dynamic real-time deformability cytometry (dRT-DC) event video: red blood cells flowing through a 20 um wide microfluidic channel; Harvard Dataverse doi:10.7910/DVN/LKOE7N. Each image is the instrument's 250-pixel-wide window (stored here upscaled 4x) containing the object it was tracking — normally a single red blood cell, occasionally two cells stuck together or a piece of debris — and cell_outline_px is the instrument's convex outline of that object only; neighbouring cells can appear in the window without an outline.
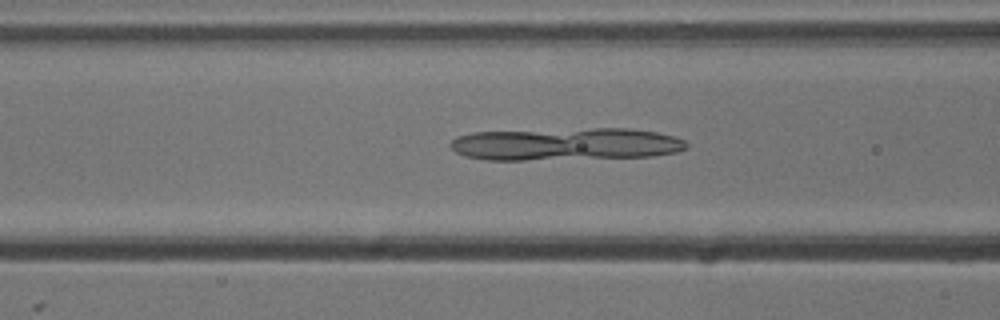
{"species": "common noctule bat (a hibernating species)", "species_latin": "Nyctalus noctula", "temperature_condition": "cold", "stored_images_in_passage": 49, "camera_frame_rate_fps": 3000, "um_per_image_px": 0.085, "animal": {"sex": "male", "body_mass_g": 13.3}, "frame": {"image": 1, "passage_image": 17, "time_ms": 5.333, "image_size_px": [1000, 320], "cell_outline_px": [[688, 148], [676, 152], [652, 156], [524, 160], [484, 160], [464, 156], [456, 152], [448, 144], [456, 136], [472, 132], [592, 128], [628, 128], [656, 132], [676, 136], [684, 140], [688, 144]], "centroid_in_image_um": [48.07, 12.25], "position_along_channel_um": 118.5, "area_um2": 45.03}}
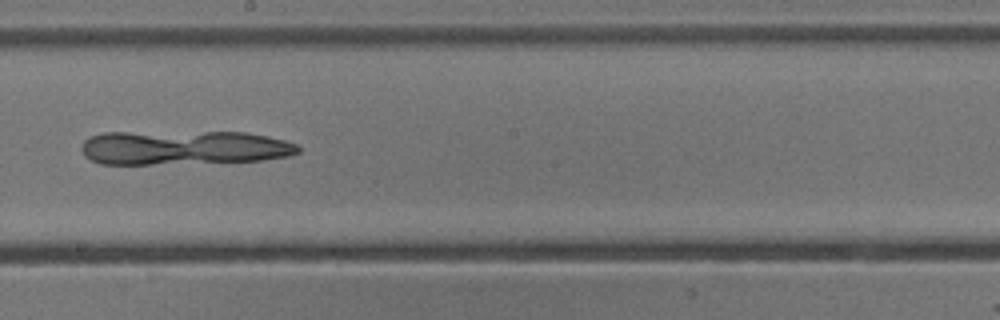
{"frame": {"image": 2, "passage_image": 26, "time_ms": 8.333, "image_size_px": [1000, 320], "cell_outline_px": [[300, 152], [288, 156], [264, 160], [152, 164], [100, 164], [84, 156], [80, 148], [84, 140], [88, 136], [104, 132], [244, 132], [268, 136], [284, 140], [296, 144], [300, 148]], "centroid_in_image_um": [15.58, 12.54], "position_along_channel_um": 232.6, "area_um2": 43.47}}
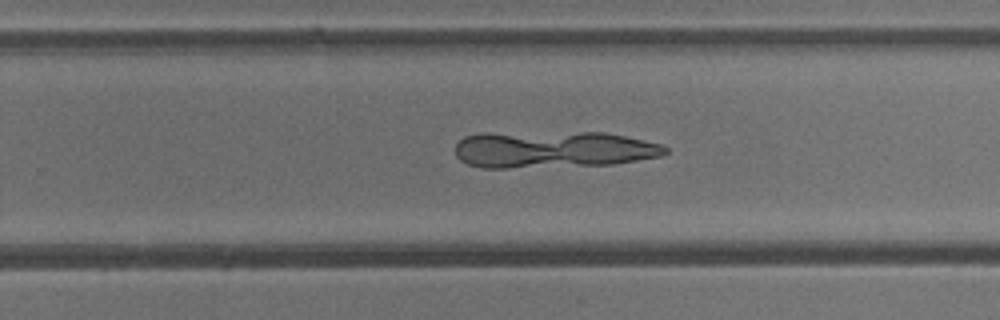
{"frame": {"image": 3, "passage_image": 30, "time_ms": 9.667, "image_size_px": [1000, 320], "cell_outline_px": [[668, 152], [660, 156], [612, 164], [508, 168], [484, 168], [468, 164], [460, 160], [456, 156], [456, 144], [464, 136], [480, 132], [604, 132], [624, 136], [660, 144], [668, 148]], "centroid_in_image_um": [46.94, 12.69], "position_along_channel_um": 282.9, "area_um2": 45.32}}